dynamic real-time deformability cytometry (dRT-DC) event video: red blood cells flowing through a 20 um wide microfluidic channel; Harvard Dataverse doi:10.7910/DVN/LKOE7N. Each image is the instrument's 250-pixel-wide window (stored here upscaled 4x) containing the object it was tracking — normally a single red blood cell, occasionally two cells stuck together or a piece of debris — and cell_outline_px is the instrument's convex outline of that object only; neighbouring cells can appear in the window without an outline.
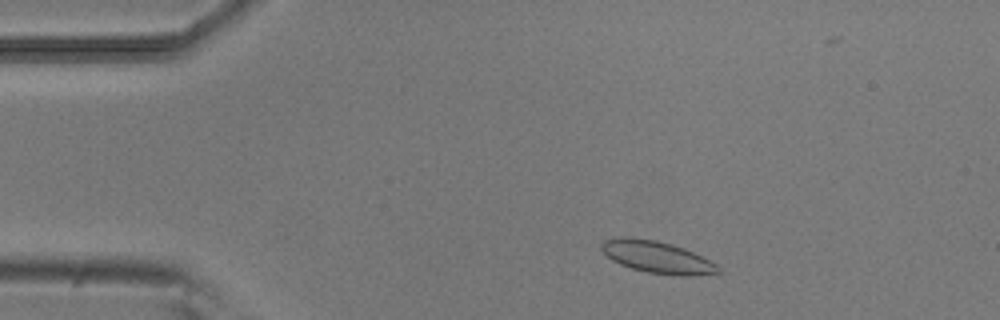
{"species": "common noctule bat (a hibernating species)", "species_latin": "Nyctalus noctula", "temperature_condition": "room temperature", "stored_images_in_passage": 44, "camera_frame_rate_fps": 3000, "um_per_image_px": 0.085, "animal": {"sex": "male", "body_mass_g": 20.5, "forearm_length_mm": 52.5}, "frame": {"image": 1, "passage_image": 5, "time_ms": 1.333, "image_size_px": [1000, 320], "cell_outline_px": [[720, 272], [692, 276], [680, 276], [648, 272], [632, 268], [620, 264], [612, 260], [600, 248], [600, 244], [604, 240], [628, 236], [656, 240], [672, 244], [684, 248], [716, 264], [720, 268]], "centroid_in_image_um": [55.83, 21.85], "position_along_channel_um": 29.2, "area_um2": 21.56}}
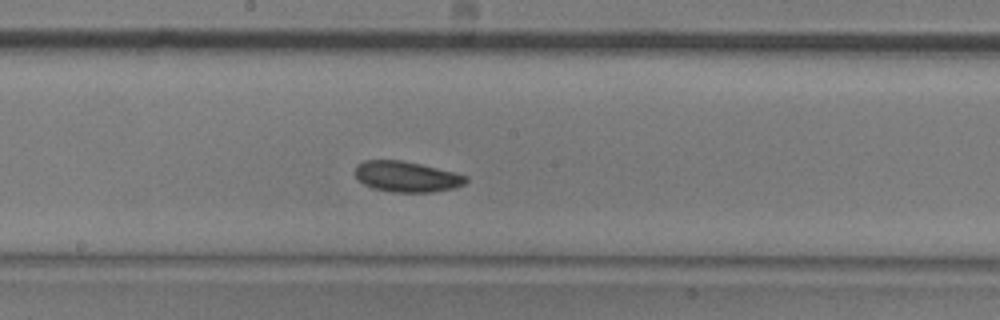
{"frame": {"image": 2, "passage_image": 24, "time_ms": 7.667, "image_size_px": [1000, 320], "cell_outline_px": [[468, 180], [464, 184], [452, 188], [432, 192], [392, 192], [372, 188], [364, 184], [356, 176], [356, 164], [364, 160], [400, 160], [420, 164], [468, 176]], "centroid_in_image_um": [34.54, 15.01], "position_along_channel_um": 213.7, "area_um2": 19.59}}
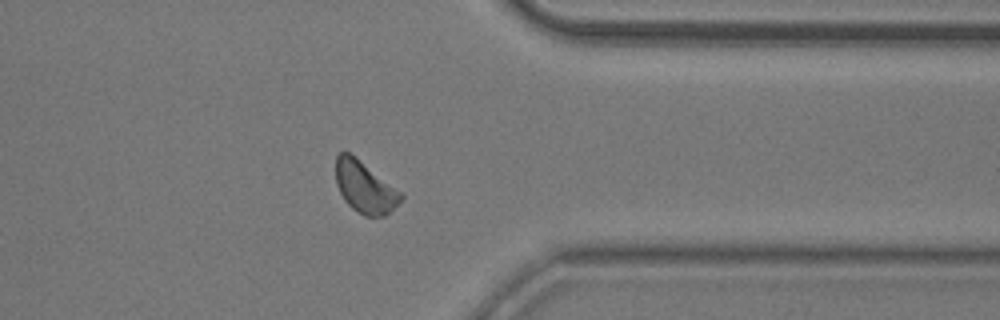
{"frame": {"image": 3, "passage_image": 38, "time_ms": 12.333, "image_size_px": [1000, 320], "cell_outline_px": [[404, 196], [384, 216], [364, 216], [352, 208], [344, 200], [336, 184], [336, 156], [340, 152], [348, 152], [356, 156], [404, 192]], "centroid_in_image_um": [31.02, 15.88], "position_along_channel_um": 380.4, "area_um2": 19.77}}